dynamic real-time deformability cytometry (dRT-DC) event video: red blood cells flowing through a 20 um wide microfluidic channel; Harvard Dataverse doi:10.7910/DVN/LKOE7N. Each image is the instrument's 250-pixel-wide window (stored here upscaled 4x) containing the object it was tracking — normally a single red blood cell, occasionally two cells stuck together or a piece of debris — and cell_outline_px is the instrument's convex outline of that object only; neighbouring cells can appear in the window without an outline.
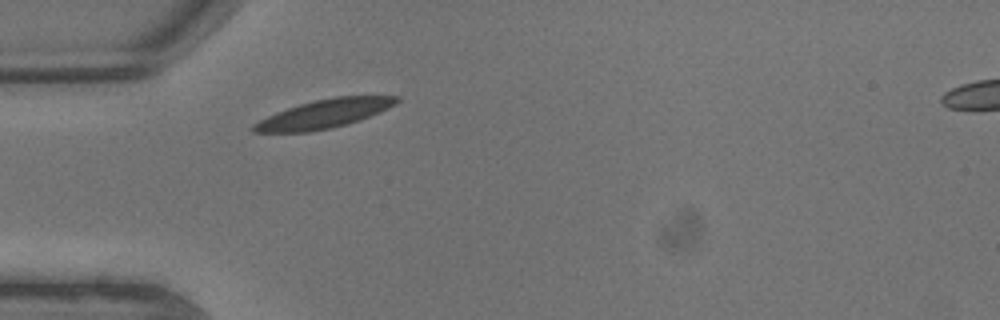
{"species": "common noctule bat (a hibernating species)", "species_latin": "Nyctalus noctula", "temperature_condition": "warm", "stored_images_in_passage": 1, "camera_frame_rate_fps": 3000, "um_per_image_px": 0.085, "animal": {"sex": "male", "body_mass_g": 13.3}, "frame": {"image": 1, "passage_image": 1, "time_ms": 0.0, "image_size_px": [1000, 320], "cell_outline_px": [[400, 100], [396, 104], [380, 112], [360, 120], [348, 124], [332, 128], [308, 132], [252, 132], [252, 124], [276, 112], [300, 104], [316, 100], [336, 96], [400, 96]], "centroid_in_image_um": [27.58, 9.68], "position_along_channel_um": 57.4, "area_um2": 23.76}}